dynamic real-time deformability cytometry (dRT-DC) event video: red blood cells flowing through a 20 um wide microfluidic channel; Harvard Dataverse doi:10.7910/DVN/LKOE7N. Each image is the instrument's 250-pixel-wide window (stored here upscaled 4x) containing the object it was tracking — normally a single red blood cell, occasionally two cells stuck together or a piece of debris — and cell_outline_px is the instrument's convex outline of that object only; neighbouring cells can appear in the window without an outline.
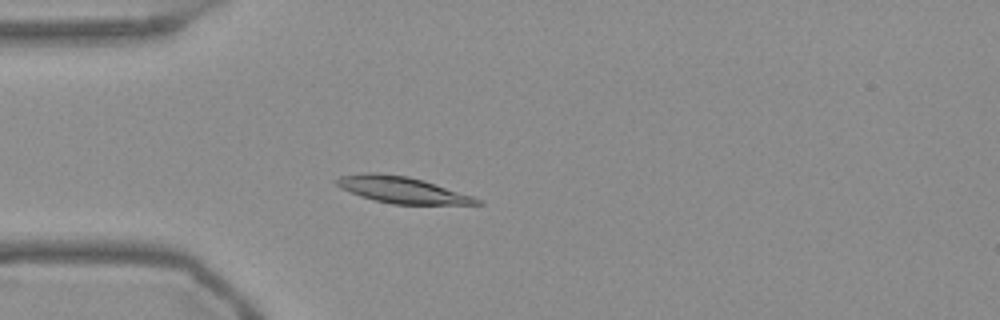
{"species": "Egyptian fruit bat (a non-hibernating species)", "species_latin": "Rousettus aegyptiacus", "temperature_condition": "warm", "stored_images_in_passage": 55, "camera_frame_rate_fps": 3000, "um_per_image_px": 0.085, "frame": {"image": 1, "passage_image": 15, "time_ms": 4.667, "image_size_px": [1000, 320], "cell_outline_px": [[484, 204], [392, 204], [360, 196], [340, 188], [332, 180], [340, 176], [364, 172], [380, 172], [408, 176], [424, 180], [472, 196], [480, 200]], "centroid_in_image_um": [34.1, 16.12], "position_along_channel_um": 50.9, "area_um2": 21.62}}
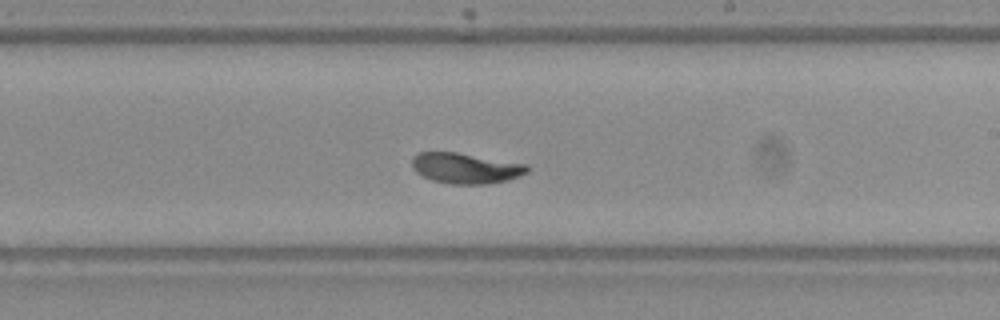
{"frame": {"image": 2, "passage_image": 32, "time_ms": 10.333, "image_size_px": [1000, 320], "cell_outline_px": [[532, 168], [528, 172], [520, 176], [508, 180], [488, 184], [452, 184], [432, 180], [416, 172], [412, 168], [412, 156], [420, 152], [456, 152], [528, 164]], "centroid_in_image_um": [39.62, 14.29], "position_along_channel_um": 249.4, "area_um2": 20.69}}
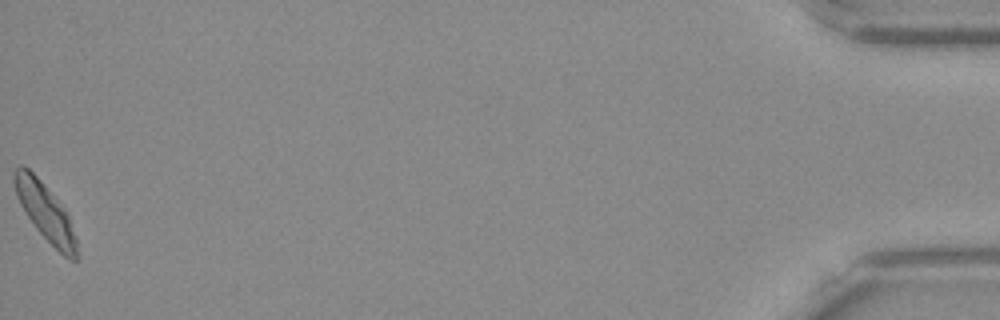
{"frame": {"image": 3, "passage_image": 55, "time_ms": 18.0, "image_size_px": [1000, 320], "cell_outline_px": [[76, 260], [68, 260], [36, 228], [20, 204], [16, 196], [12, 180], [12, 172], [20, 164], [28, 168], [40, 180], [64, 208], [68, 216], [76, 240]], "centroid_in_image_um": [3.79, 17.96], "position_along_channel_um": 431.4, "area_um2": 20.29}, "authors_computed_cell_mechanics": {"area_um2": 20.6924, "velocity_mm_per_s": 3.6893, "shape_relaxation_time_tau1_ms": 3.551, "shape_relaxation_time_tau2_ms": 0.6944, "deformation_change_tau1": 0.119, "deformation_change_tau2": 0.0353}}